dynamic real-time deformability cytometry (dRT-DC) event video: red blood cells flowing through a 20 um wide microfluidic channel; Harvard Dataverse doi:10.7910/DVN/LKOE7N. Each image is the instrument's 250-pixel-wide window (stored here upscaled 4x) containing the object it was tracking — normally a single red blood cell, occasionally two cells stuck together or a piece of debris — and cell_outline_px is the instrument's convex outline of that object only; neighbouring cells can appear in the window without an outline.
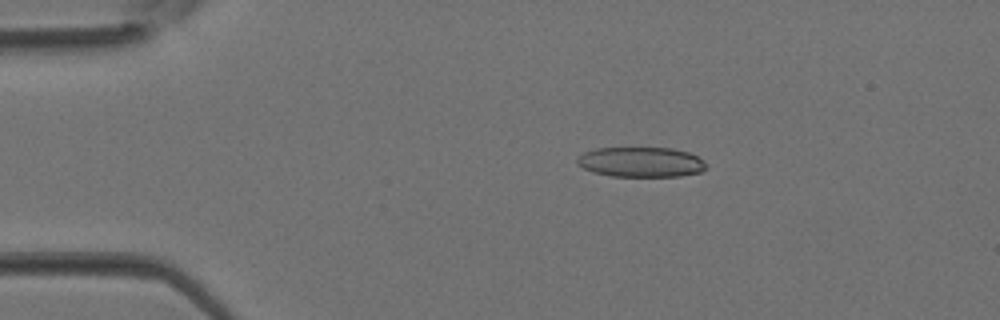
{"species": "Egyptian fruit bat (a non-hibernating species)", "species_latin": "Rousettus aegyptiacus", "temperature_condition": "room temperature", "stored_images_in_passage": 1, "camera_frame_rate_fps": 3000, "um_per_image_px": 0.085, "animal": {"sex": "female"}, "frame": {"image": 1, "passage_image": 1, "time_ms": 0.0, "image_size_px": [1000, 320], "cell_outline_px": [[708, 168], [700, 172], [680, 176], [612, 176], [592, 172], [576, 164], [576, 160], [584, 152], [596, 148], [672, 148], [688, 152], [696, 156], [708, 164]], "centroid_in_image_um": [54.49, 13.78], "position_along_channel_um": 30.5, "area_um2": 22.6}}